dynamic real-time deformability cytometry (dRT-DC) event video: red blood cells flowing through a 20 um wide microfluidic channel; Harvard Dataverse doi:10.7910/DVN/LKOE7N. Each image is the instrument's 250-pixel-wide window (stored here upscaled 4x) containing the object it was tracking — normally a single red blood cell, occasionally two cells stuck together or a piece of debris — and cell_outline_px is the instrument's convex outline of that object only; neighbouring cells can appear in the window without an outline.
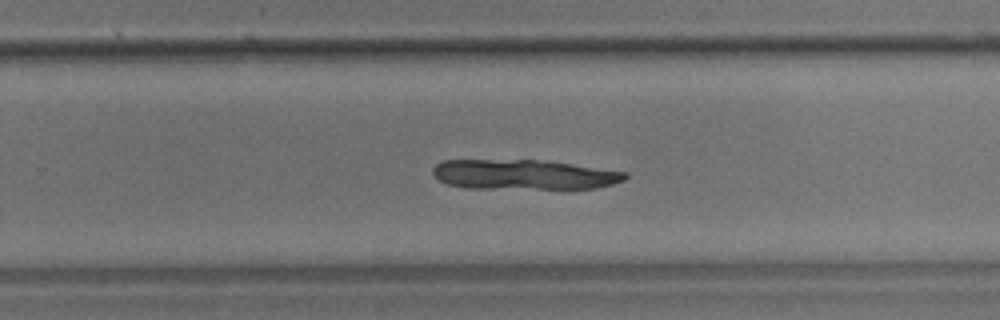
{"species": "common noctule bat (a hibernating species)", "species_latin": "Nyctalus noctula", "temperature_condition": "room temperature", "stored_images_in_passage": 54, "camera_frame_rate_fps": 3000, "um_per_image_px": 0.085, "animal": {"sex": "male", "body_mass_g": 17.9}, "frame": {"image": 1, "passage_image": 34, "time_ms": 11.0, "image_size_px": [1000, 320], "cell_outline_px": [[628, 176], [624, 180], [612, 184], [592, 188], [468, 188], [448, 184], [436, 180], [432, 172], [432, 168], [436, 164], [444, 160], [536, 160], [568, 164], [628, 172]], "centroid_in_image_um": [44.45, 14.84], "position_along_channel_um": 285.3, "area_um2": 33.18}}